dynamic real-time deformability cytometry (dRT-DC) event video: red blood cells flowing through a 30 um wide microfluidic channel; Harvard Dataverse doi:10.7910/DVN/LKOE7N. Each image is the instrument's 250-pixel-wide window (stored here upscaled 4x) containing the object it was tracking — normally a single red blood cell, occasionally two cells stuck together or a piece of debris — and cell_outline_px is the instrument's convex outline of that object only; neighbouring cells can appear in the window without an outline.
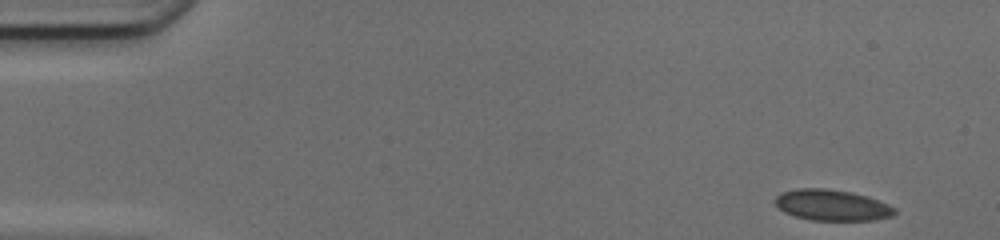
{"species": "common noctule bat (a hibernating species)", "species_latin": "Nyctalus noctula", "temperature_condition": "cold", "stored_images_in_passage": 47, "camera_frame_rate_fps": 3000, "um_per_image_px": 0.085, "animal": {"sex": "female", "body_mass_g": 17.0, "forearm_length_mm": 48.0}, "frame": {"image": 1, "passage_image": 1, "time_ms": 0.0, "image_size_px": [1000, 240], "cell_outline_px": [[896, 212], [892, 216], [876, 220], [812, 220], [796, 216], [784, 212], [776, 208], [776, 196], [780, 192], [796, 188], [824, 188], [852, 192], [868, 196], [888, 204], [896, 208]], "centroid_in_image_um": [70.71, 17.43], "position_along_channel_um": 14.3, "area_um2": 21.73}}
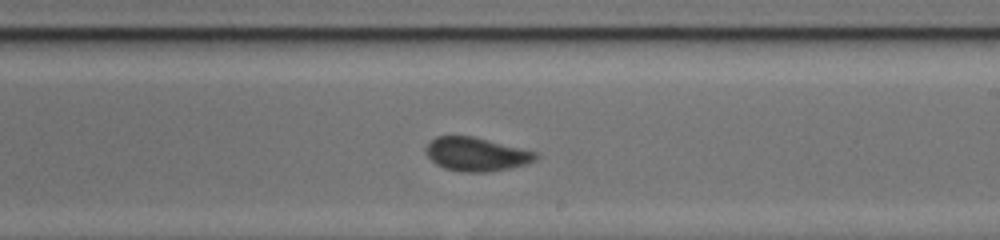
{"frame": {"image": 2, "passage_image": 27, "time_ms": 8.667, "image_size_px": [1000, 240], "cell_outline_px": [[540, 156], [536, 160], [524, 164], [508, 168], [488, 172], [460, 172], [444, 168], [436, 164], [424, 152], [424, 148], [436, 136], [472, 136], [536, 152]], "centroid_in_image_um": [40.45, 13.11], "position_along_channel_um": 248.5, "area_um2": 21.39}}
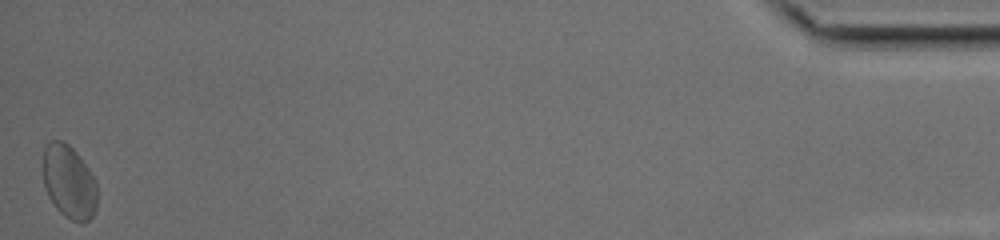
{"frame": {"image": 3, "passage_image": 47, "time_ms": 15.333, "image_size_px": [1000, 240], "cell_outline_px": [[96, 208], [92, 216], [84, 224], [80, 224], [64, 216], [56, 208], [48, 196], [44, 184], [44, 148], [52, 140], [60, 140], [68, 144], [76, 152], [88, 168], [96, 180]], "centroid_in_image_um": [5.88, 15.49], "position_along_channel_um": 429.3, "area_um2": 23.06}, "authors_computed_cell_mechanics": {"area_um2": 21.675, "velocity_mm_per_s": 4.1579, "shape_relaxation_time_tau1_ms": 9.6085, "shape_relaxation_time_tau2_ms": null, "deformation_change_tau1": 0.1231, "deformation_change_tau2": null}}